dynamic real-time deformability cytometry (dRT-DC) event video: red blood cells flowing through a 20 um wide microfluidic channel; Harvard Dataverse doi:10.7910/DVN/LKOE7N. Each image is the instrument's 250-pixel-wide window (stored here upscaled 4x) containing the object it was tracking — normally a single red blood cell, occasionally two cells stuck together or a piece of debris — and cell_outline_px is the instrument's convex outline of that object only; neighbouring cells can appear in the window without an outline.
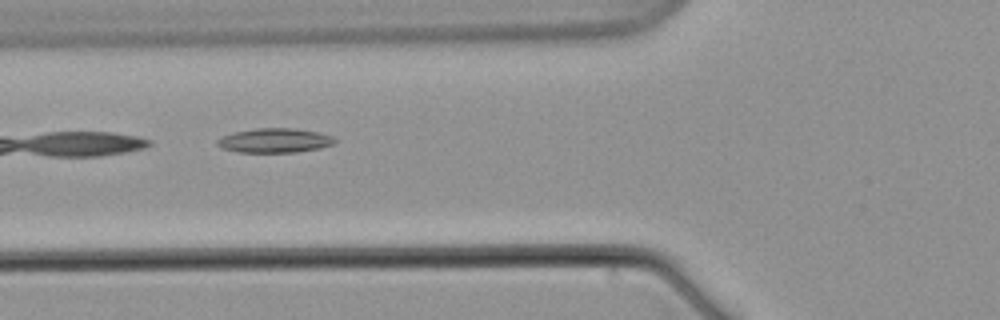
{"species": "common noctule bat (a hibernating species)", "species_latin": "Nyctalus noctula", "temperature_condition": "warm", "stored_images_in_passage": 5, "camera_frame_rate_fps": 3000, "um_per_image_px": 0.085, "animal": {"sex": "male", "body_mass_g": 21.5, "forearm_length_mm": 52.0}, "frame": {"image": 1, "passage_image": 3, "time_ms": 2.333, "image_size_px": [1000, 320], "cell_outline_px": [[340, 140], [332, 144], [320, 148], [296, 152], [236, 152], [224, 148], [216, 144], [216, 140], [224, 136], [236, 132], [256, 128], [296, 128], [320, 132], [332, 136]], "centroid_in_image_um": [23.41, 11.93], "position_along_channel_um": 102.4, "area_um2": 16.7}}
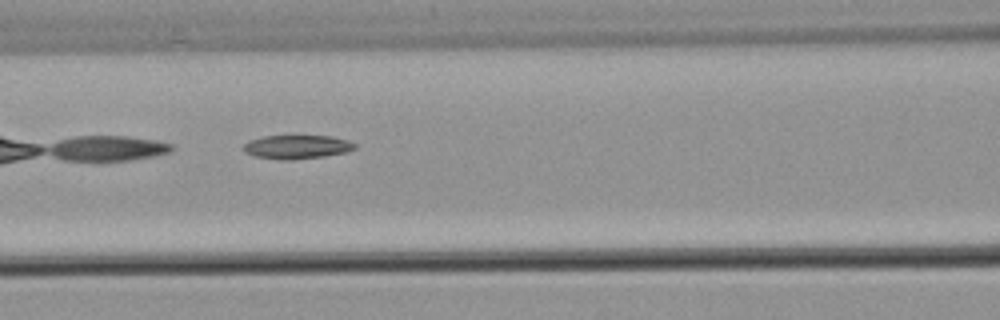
{"frame": {"image": 2, "passage_image": 4, "time_ms": 3.667, "image_size_px": [1000, 320], "cell_outline_px": [[356, 148], [348, 152], [324, 156], [292, 160], [280, 160], [256, 156], [244, 152], [244, 144], [248, 140], [260, 136], [332, 136], [348, 140], [356, 144]], "centroid_in_image_um": [25.24, 12.48], "position_along_channel_um": 141.4, "area_um2": 15.55}}